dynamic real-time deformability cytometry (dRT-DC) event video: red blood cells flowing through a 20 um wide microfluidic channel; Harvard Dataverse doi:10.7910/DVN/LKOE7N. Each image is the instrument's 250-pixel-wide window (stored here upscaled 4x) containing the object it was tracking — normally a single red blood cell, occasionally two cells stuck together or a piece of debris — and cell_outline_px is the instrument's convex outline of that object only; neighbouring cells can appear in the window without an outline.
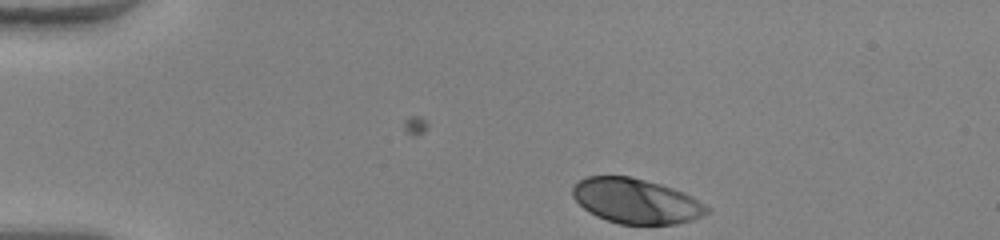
{"species": "human", "species_latin": "Homo sapiens", "temperature_condition": "warm", "stored_images_in_passage": 39, "camera_frame_rate_fps": 3000, "um_per_image_px": 0.085, "donor": {"sex": "female"}, "frame": {"image": 1, "passage_image": 1, "time_ms": 0.0, "image_size_px": [1000, 240], "cell_outline_px": [[712, 212], [692, 220], [676, 224], [620, 224], [596, 216], [584, 208], [572, 196], [572, 188], [580, 180], [588, 176], [628, 176], [660, 184], [684, 192], [692, 196], [704, 204]], "centroid_in_image_um": [54.09, 17.09], "position_along_channel_um": 30.9, "area_um2": 34.97}}
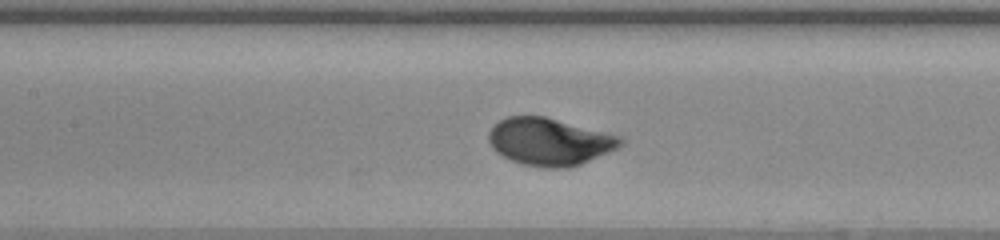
{"frame": {"image": 2, "passage_image": 16, "time_ms": 5.0, "image_size_px": [1000, 240], "cell_outline_px": [[624, 144], [620, 148], [580, 164], [564, 168], [544, 168], [524, 164], [512, 160], [496, 152], [492, 148], [488, 140], [488, 132], [492, 124], [508, 116], [544, 116], [620, 136], [624, 140]], "centroid_in_image_um": [46.7, 12.04], "position_along_channel_um": 160.7, "area_um2": 36.41}}
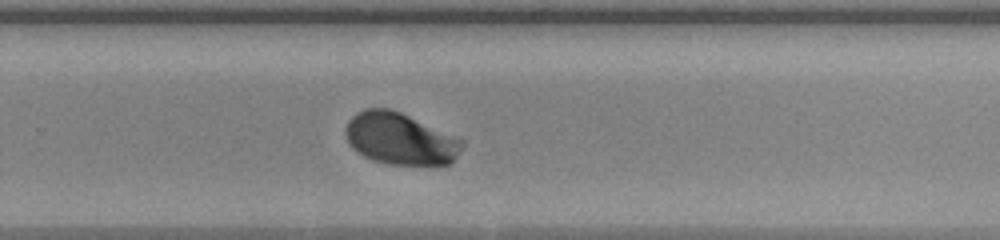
{"frame": {"image": 3, "passage_image": 26, "time_ms": 8.333, "image_size_px": [1000, 240], "cell_outline_px": [[464, 144], [456, 156], [448, 164], [428, 168], [384, 164], [372, 160], [356, 152], [348, 144], [344, 132], [344, 128], [348, 120], [356, 112], [364, 108], [388, 108], [400, 112], [456, 136], [464, 140]], "centroid_in_image_um": [33.99, 11.84], "position_along_channel_um": 295.8, "area_um2": 36.24}, "authors_computed_cell_mechanics": {"area_um2": 35.547, "velocity_mm_per_s": 4.0659, "shape_relaxation_time_tau1_ms": 2.2649, "shape_relaxation_time_tau2_ms": null, "deformation_change_tau1": 0.187, "deformation_change_tau2": null}}